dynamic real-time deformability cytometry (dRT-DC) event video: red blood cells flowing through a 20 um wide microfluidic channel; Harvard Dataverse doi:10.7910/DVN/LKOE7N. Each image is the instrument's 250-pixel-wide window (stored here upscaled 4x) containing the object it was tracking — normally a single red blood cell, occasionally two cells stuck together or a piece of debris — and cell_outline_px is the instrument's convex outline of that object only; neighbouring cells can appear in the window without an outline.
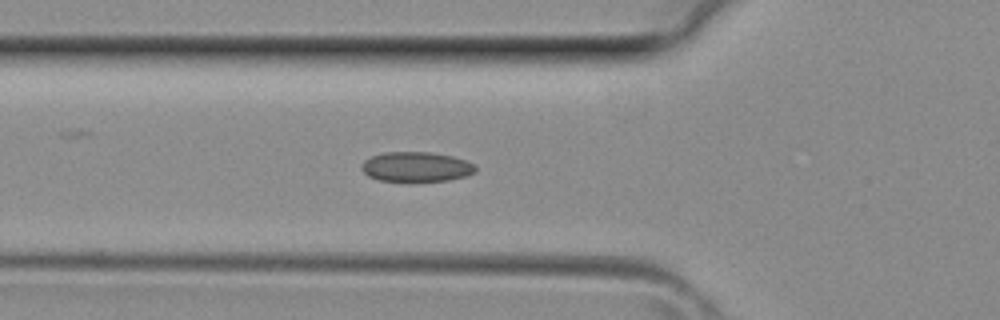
{"species": "common noctule bat (a hibernating species)", "species_latin": "Nyctalus noctula", "temperature_condition": "room temperature", "stored_images_in_passage": 22, "camera_frame_rate_fps": 3000, "um_per_image_px": 0.085, "animal": {"sex": "female", "body_mass_g": 29.2, "forearm_length_mm": 56.3}, "frame": {"image": 1, "passage_image": 3, "time_ms": 0.667, "image_size_px": [1000, 320], "cell_outline_px": [[476, 172], [464, 176], [448, 180], [380, 180], [368, 176], [360, 168], [364, 160], [372, 156], [384, 152], [428, 152], [452, 156], [476, 164]], "centroid_in_image_um": [35.38, 14.16], "position_along_channel_um": 90.4, "area_um2": 19.48}}
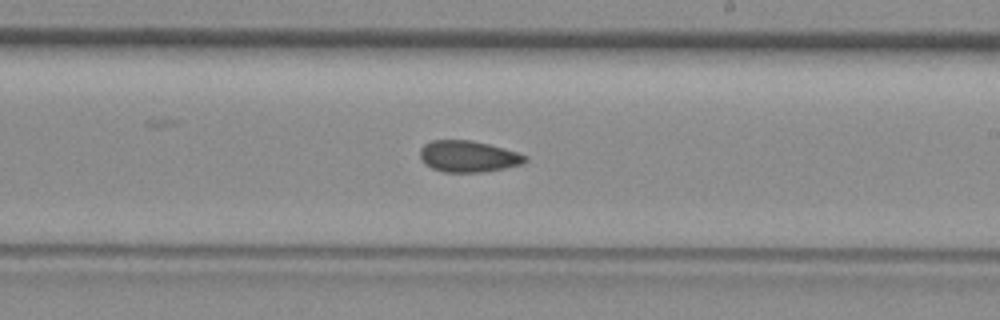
{"frame": {"image": 2, "passage_image": 12, "time_ms": 3.667, "image_size_px": [1000, 320], "cell_outline_px": [[528, 160], [524, 164], [484, 172], [444, 172], [432, 168], [424, 164], [420, 156], [420, 148], [424, 144], [432, 140], [472, 140], [488, 144], [516, 152], [528, 156]], "centroid_in_image_um": [39.8, 13.3], "position_along_channel_um": 249.2, "area_um2": 19.31}}
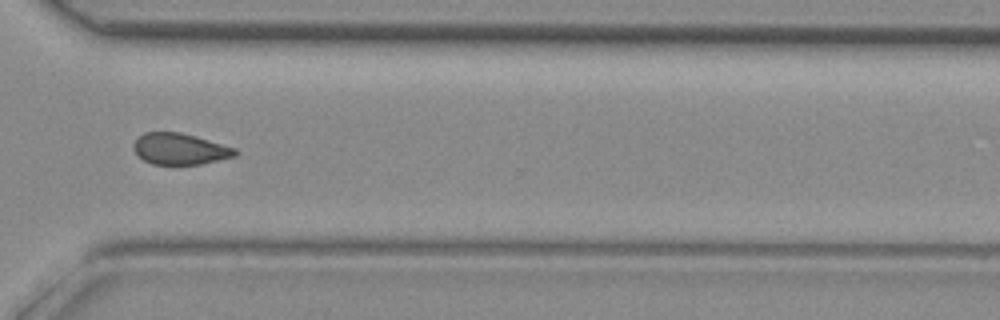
{"frame": {"image": 3, "passage_image": 18, "time_ms": 5.667, "image_size_px": [1000, 320], "cell_outline_px": [[236, 156], [200, 164], [152, 164], [144, 160], [132, 148], [132, 144], [144, 132], [180, 132], [196, 136], [236, 148]], "centroid_in_image_um": [15.28, 12.65], "position_along_channel_um": 355.3, "area_um2": 18.38}}